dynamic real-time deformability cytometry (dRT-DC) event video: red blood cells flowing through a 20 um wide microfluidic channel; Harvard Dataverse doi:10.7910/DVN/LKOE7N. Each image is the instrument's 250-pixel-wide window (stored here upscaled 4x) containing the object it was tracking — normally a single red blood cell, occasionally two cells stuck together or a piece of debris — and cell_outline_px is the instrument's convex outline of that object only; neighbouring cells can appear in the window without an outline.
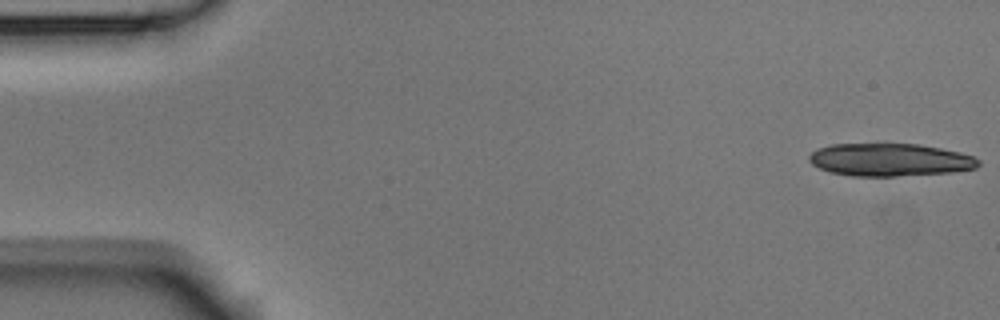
{"species": "Egyptian fruit bat (a non-hibernating species)", "species_latin": "Rousettus aegyptiacus", "temperature_condition": "room temperature", "stored_images_in_passage": 5, "camera_frame_rate_fps": 3000, "um_per_image_px": 0.085, "animal": {"sex": "male"}, "frame": {"image": 1, "passage_image": 1, "time_ms": 0.0, "image_size_px": [1000, 320], "cell_outline_px": [[980, 164], [976, 168], [952, 172], [892, 176], [852, 176], [828, 172], [812, 164], [808, 160], [808, 156], [816, 148], [832, 144], [920, 144], [960, 152], [972, 156], [980, 160]], "centroid_in_image_um": [75.61, 13.58], "position_along_channel_um": 9.4, "area_um2": 32.37}}
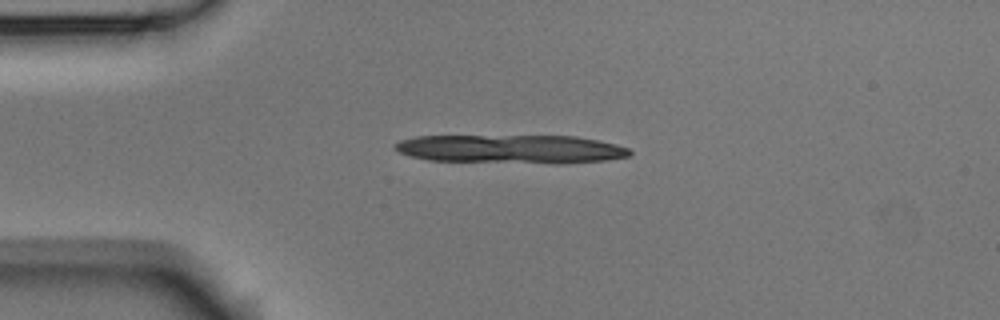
{"frame": {"image": 2, "passage_image": 4, "time_ms": 1.0, "image_size_px": [1000, 320], "cell_outline_px": [[632, 152], [628, 156], [604, 160], [428, 160], [412, 156], [400, 152], [392, 148], [392, 144], [400, 140], [416, 136], [576, 136], [616, 144], [628, 148]], "centroid_in_image_um": [43.3, 12.6], "position_along_channel_um": 41.7, "area_um2": 36.76}}